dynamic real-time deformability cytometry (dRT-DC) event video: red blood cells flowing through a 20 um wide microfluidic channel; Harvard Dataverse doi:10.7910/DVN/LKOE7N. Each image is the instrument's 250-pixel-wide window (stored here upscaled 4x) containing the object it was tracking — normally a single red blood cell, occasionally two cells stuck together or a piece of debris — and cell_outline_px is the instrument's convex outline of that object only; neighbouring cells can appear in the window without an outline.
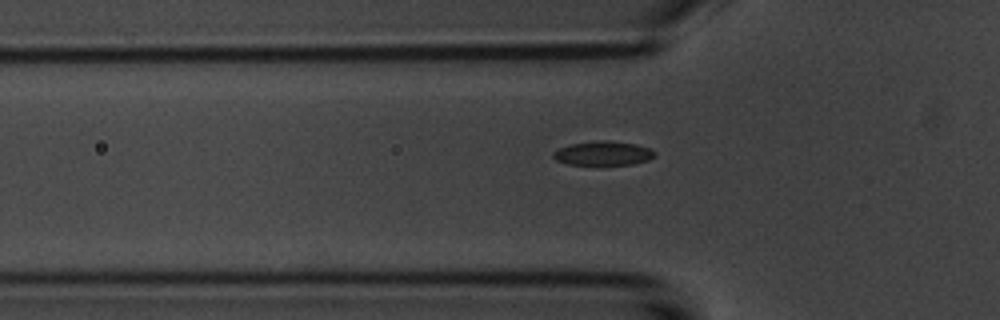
{"species": "common noctule bat (a hibernating species)", "species_latin": "Nyctalus noctula", "temperature_condition": "room temperature", "stored_images_in_passage": 39, "camera_frame_rate_fps": 3000, "um_per_image_px": 0.085, "animal": {"sex": "male", "body_mass_g": 20.1, "forearm_length_mm": 53.5}, "frame": {"image": 1, "passage_image": 8, "time_ms": 2.333, "image_size_px": [1000, 320], "cell_outline_px": [[656, 156], [648, 160], [632, 164], [596, 168], [568, 164], [556, 160], [552, 156], [552, 152], [560, 148], [572, 144], [600, 140], [608, 140], [636, 144], [648, 148], [656, 152]], "centroid_in_image_um": [51.26, 13.09], "position_along_channel_um": 74.5, "area_um2": 15.03}}
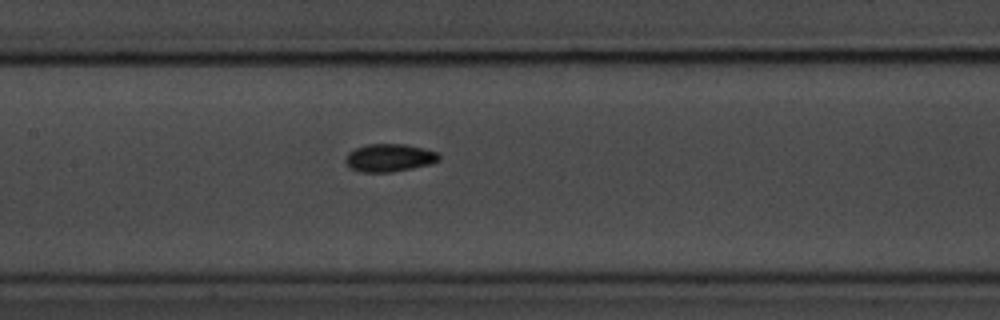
{"frame": {"image": 2, "passage_image": 16, "time_ms": 5.0, "image_size_px": [1000, 320], "cell_outline_px": [[440, 160], [432, 164], [392, 172], [360, 172], [352, 168], [344, 160], [348, 152], [356, 148], [368, 144], [404, 144], [424, 148], [440, 152]], "centroid_in_image_um": [33.14, 13.41], "position_along_channel_um": 174.3, "area_um2": 15.26}}
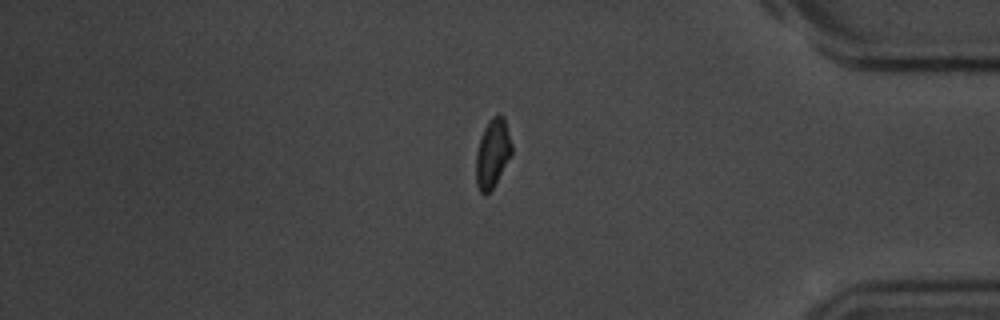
{"frame": {"image": 3, "passage_image": 36, "time_ms": 11.667, "image_size_px": [1000, 320], "cell_outline_px": [[512, 152], [492, 188], [484, 196], [480, 192], [476, 184], [476, 152], [484, 128], [488, 120], [492, 116], [504, 116], [512, 144]], "centroid_in_image_um": [41.85, 13.02], "position_along_channel_um": 393.3, "area_um2": 14.05}, "authors_computed_cell_mechanics": {"area_um2": 14.45, "velocity_mm_per_s": 3.6975, "shape_relaxation_time_tau1_ms": 3.0392, "shape_relaxation_time_tau2_ms": null, "deformation_change_tau1": 0.0863, "deformation_change_tau2": null}}